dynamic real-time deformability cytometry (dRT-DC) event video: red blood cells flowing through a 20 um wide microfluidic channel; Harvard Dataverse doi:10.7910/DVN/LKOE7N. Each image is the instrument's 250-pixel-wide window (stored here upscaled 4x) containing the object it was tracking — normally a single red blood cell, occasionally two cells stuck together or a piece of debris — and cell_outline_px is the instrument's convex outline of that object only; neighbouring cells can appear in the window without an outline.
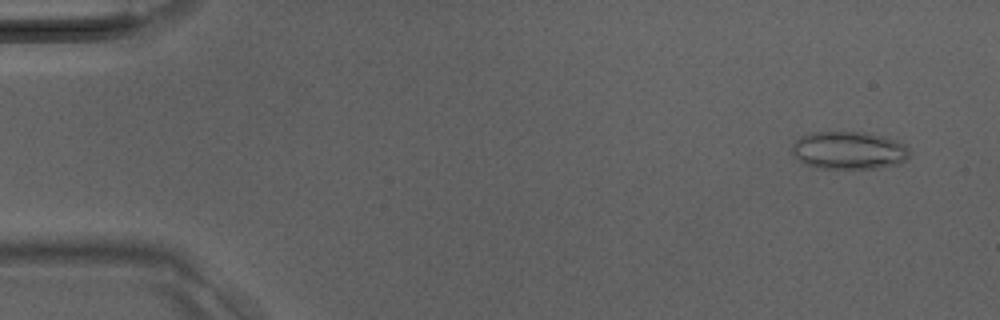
{"species": "Egyptian fruit bat (a non-hibernating species)", "species_latin": "Rousettus aegyptiacus", "temperature_condition": "room temperature", "stored_images_in_passage": 40, "camera_frame_rate_fps": 3000, "um_per_image_px": 0.085, "animal": {"sex": "male"}, "frame": {"image": 1, "passage_image": 3, "time_ms": 0.667, "image_size_px": [1000, 320], "cell_outline_px": [[912, 156], [908, 160], [900, 164], [876, 168], [816, 168], [804, 164], [788, 152], [792, 144], [800, 136], [812, 132], [864, 132], [884, 136], [896, 140], [904, 144], [912, 152]], "centroid_in_image_um": [72.15, 12.79], "position_along_channel_um": 12.8, "area_um2": 26.53}}
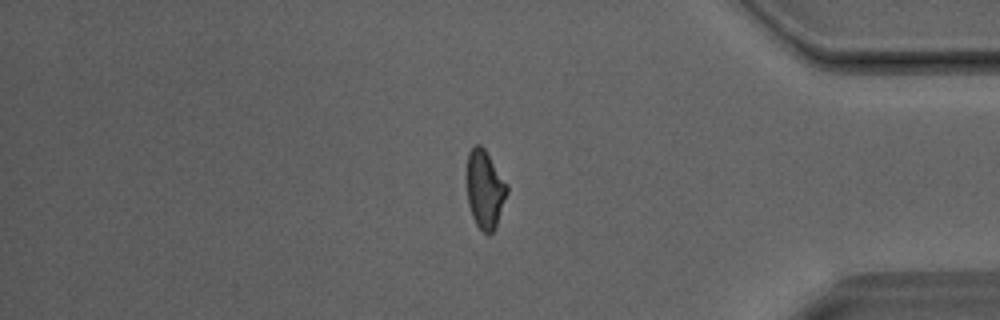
{"frame": {"image": 2, "passage_image": 34, "time_ms": 11.0, "image_size_px": [1000, 320], "cell_outline_px": [[508, 192], [496, 228], [492, 232], [484, 232], [476, 224], [472, 216], [468, 204], [464, 176], [468, 152], [476, 144], [480, 144], [484, 148], [508, 184]], "centroid_in_image_um": [41.18, 16.05], "position_along_channel_um": 394.0, "area_um2": 18.9}}
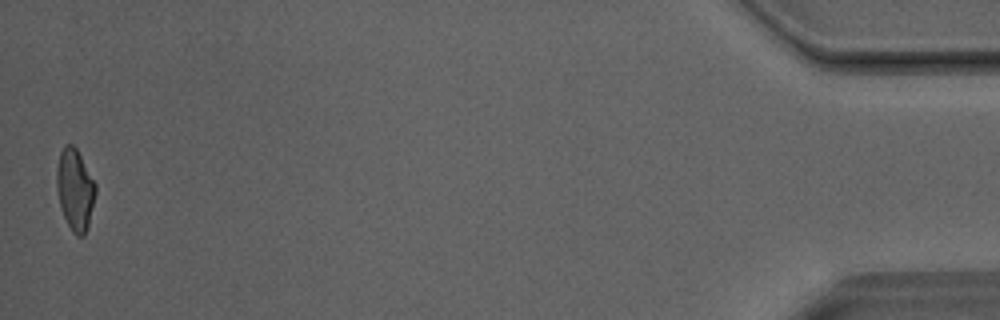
{"frame": {"image": 3, "passage_image": 40, "time_ms": 13.0, "image_size_px": [1000, 320], "cell_outline_px": [[96, 192], [88, 228], [84, 236], [76, 236], [72, 232], [60, 208], [56, 188], [56, 168], [60, 152], [64, 144], [72, 144], [76, 148], [96, 184]], "centroid_in_image_um": [6.36, 16.12], "position_along_channel_um": 428.8, "area_um2": 18.61}}